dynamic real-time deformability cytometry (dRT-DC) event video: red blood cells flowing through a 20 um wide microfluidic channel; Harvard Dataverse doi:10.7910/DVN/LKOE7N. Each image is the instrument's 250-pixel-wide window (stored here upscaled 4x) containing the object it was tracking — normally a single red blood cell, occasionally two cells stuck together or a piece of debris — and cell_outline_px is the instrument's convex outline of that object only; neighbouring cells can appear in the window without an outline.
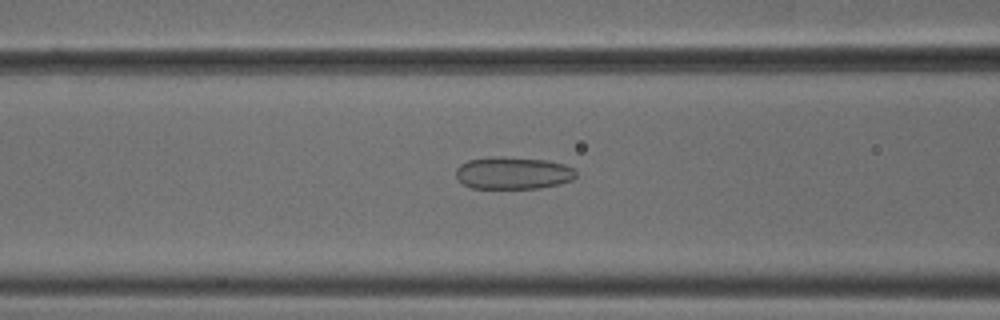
{"species": "common noctule bat (a hibernating species)", "species_latin": "Nyctalus noctula", "temperature_condition": "cold", "stored_images_in_passage": 53, "camera_frame_rate_fps": 3000, "um_per_image_px": 0.085, "animal": {"sex": "male", "body_mass_g": 18.8}, "frame": {"image": 1, "passage_image": 22, "time_ms": 7.0, "image_size_px": [1000, 320], "cell_outline_px": [[576, 176], [572, 180], [560, 184], [540, 188], [472, 188], [464, 184], [456, 176], [456, 168], [460, 164], [468, 160], [488, 156], [504, 156], [544, 160], [564, 164], [572, 168], [576, 172]], "centroid_in_image_um": [43.59, 14.7], "position_along_channel_um": 123.0, "area_um2": 22.72}}
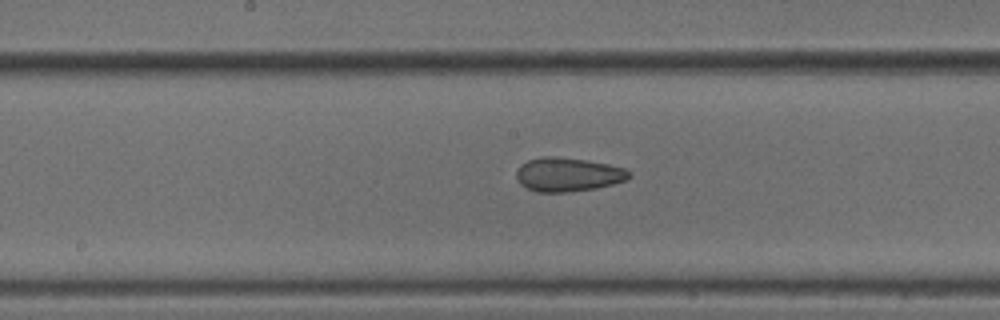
{"frame": {"image": 2, "passage_image": 28, "time_ms": 9.0, "image_size_px": [1000, 320], "cell_outline_px": [[632, 176], [624, 180], [612, 184], [596, 188], [564, 192], [536, 192], [520, 184], [516, 180], [516, 168], [520, 164], [528, 160], [540, 156], [548, 156], [584, 160], [608, 164], [624, 168], [632, 172]], "centroid_in_image_um": [48.23, 14.83], "position_along_channel_um": 200.0, "area_um2": 22.25}}
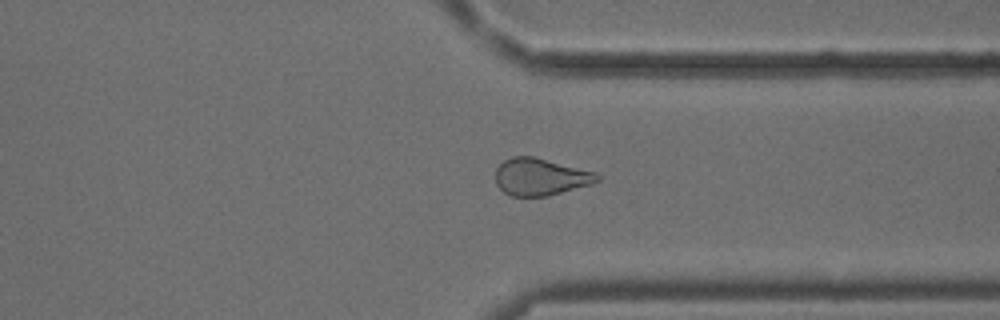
{"frame": {"image": 3, "passage_image": 41, "time_ms": 13.333, "image_size_px": [1000, 320], "cell_outline_px": [[600, 180], [592, 184], [548, 196], [512, 196], [504, 192], [496, 184], [496, 168], [504, 160], [512, 156], [532, 156], [596, 172], [600, 176]], "centroid_in_image_um": [45.94, 15.03], "position_along_channel_um": 365.5, "area_um2": 21.96}, "authors_computed_cell_mechanics": {"area_um2": 23.5246, "velocity_mm_per_s": 3.8272, "shape_relaxation_time_tau1_ms": null, "shape_relaxation_time_tau2_ms": 2.7073, "deformation_change_tau1": null, "deformation_change_tau2": 0.0902}}